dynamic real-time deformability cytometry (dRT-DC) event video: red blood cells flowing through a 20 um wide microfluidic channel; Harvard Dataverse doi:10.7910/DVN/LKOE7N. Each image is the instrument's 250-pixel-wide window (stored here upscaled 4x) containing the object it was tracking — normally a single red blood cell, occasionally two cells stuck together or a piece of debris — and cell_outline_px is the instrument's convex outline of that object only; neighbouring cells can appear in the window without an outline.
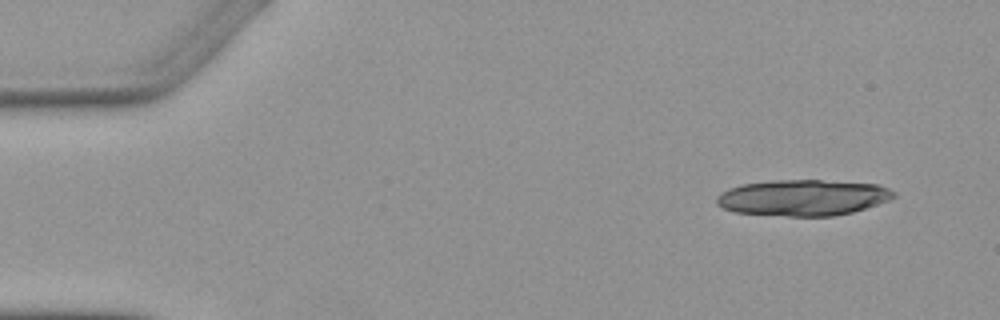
{"species": "Egyptian fruit bat (a non-hibernating species)", "species_latin": "Rousettus aegyptiacus", "temperature_condition": "warm", "stored_images_in_passage": 3, "camera_frame_rate_fps": 3000, "um_per_image_px": 0.085, "animal": {"sex": "female"}, "frame": {"image": 1, "passage_image": 1, "time_ms": 0.0, "image_size_px": [1000, 320], "cell_outline_px": [[896, 196], [888, 200], [852, 212], [832, 216], [788, 216], [736, 212], [724, 208], [716, 204], [716, 196], [720, 192], [728, 188], [740, 184], [772, 180], [820, 180], [876, 184], [888, 188], [896, 192]], "centroid_in_image_um": [68.21, 16.79], "position_along_channel_um": 16.8, "area_um2": 37.17}}